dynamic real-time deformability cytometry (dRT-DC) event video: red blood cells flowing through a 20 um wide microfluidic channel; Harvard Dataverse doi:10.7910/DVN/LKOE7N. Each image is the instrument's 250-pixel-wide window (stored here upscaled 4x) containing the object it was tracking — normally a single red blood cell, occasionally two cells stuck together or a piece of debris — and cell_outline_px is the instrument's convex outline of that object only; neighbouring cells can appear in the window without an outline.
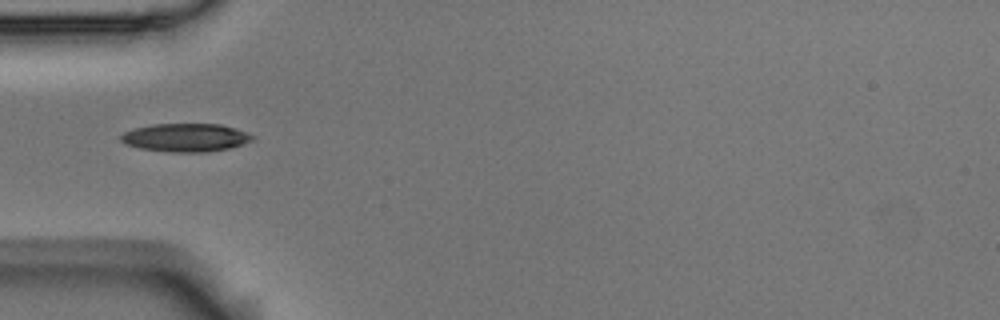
{"species": "Egyptian fruit bat (a non-hibernating species)", "species_latin": "Rousettus aegyptiacus", "temperature_condition": "room temperature", "stored_images_in_passage": 7, "camera_frame_rate_fps": 3000, "um_per_image_px": 0.085, "animal": {"sex": "male"}, "frame": {"image": 1, "passage_image": 5, "time_ms": 1.333, "image_size_px": [1000, 320], "cell_outline_px": [[256, 136], [252, 140], [244, 144], [228, 148], [208, 152], [168, 152], [140, 148], [124, 144], [120, 140], [120, 136], [124, 132], [136, 128], [152, 124], [220, 124], [236, 128]], "centroid_in_image_um": [15.79, 11.69], "position_along_channel_um": 69.2, "area_um2": 21.73}}
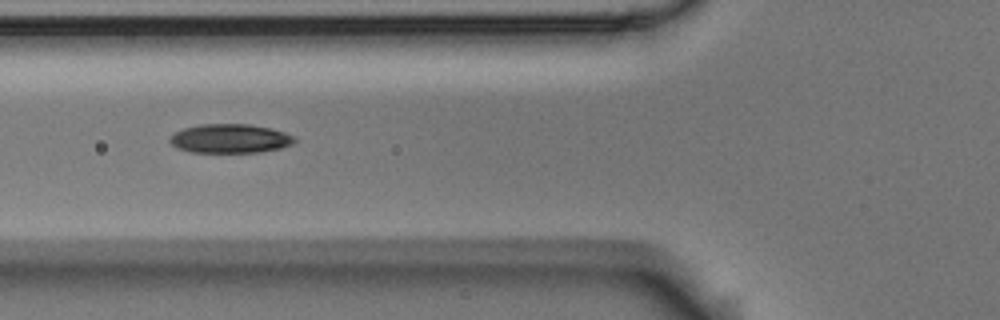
{"frame": {"image": 2, "passage_image": 6, "time_ms": 1.667, "image_size_px": [1000, 320], "cell_outline_px": [[296, 140], [292, 144], [280, 148], [260, 152], [188, 152], [176, 148], [168, 140], [176, 132], [184, 128], [200, 124], [248, 124], [268, 128], [284, 132], [296, 136]], "centroid_in_image_um": [19.55, 11.78], "position_along_channel_um": 106.2, "area_um2": 21.04}}
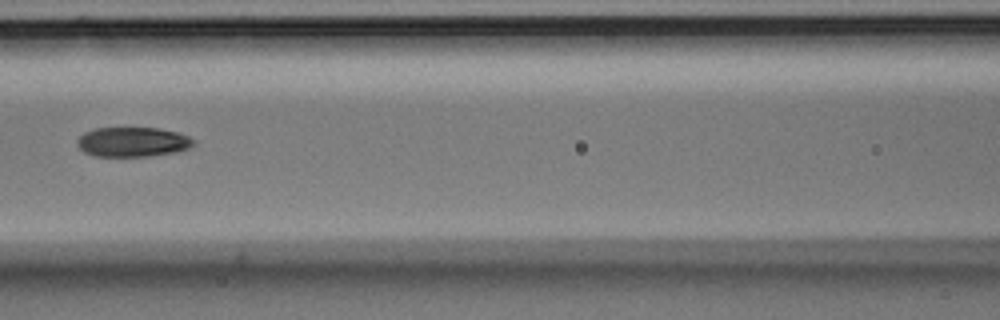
{"frame": {"image": 3, "passage_image": 7, "time_ms": 2.0, "image_size_px": [1000, 320], "cell_outline_px": [[196, 144], [188, 148], [176, 152], [148, 156], [92, 156], [84, 152], [76, 144], [76, 140], [84, 132], [96, 128], [156, 128], [176, 132], [188, 136], [196, 140]], "centroid_in_image_um": [11.27, 12.07], "position_along_channel_um": 155.3, "area_um2": 20.17}}